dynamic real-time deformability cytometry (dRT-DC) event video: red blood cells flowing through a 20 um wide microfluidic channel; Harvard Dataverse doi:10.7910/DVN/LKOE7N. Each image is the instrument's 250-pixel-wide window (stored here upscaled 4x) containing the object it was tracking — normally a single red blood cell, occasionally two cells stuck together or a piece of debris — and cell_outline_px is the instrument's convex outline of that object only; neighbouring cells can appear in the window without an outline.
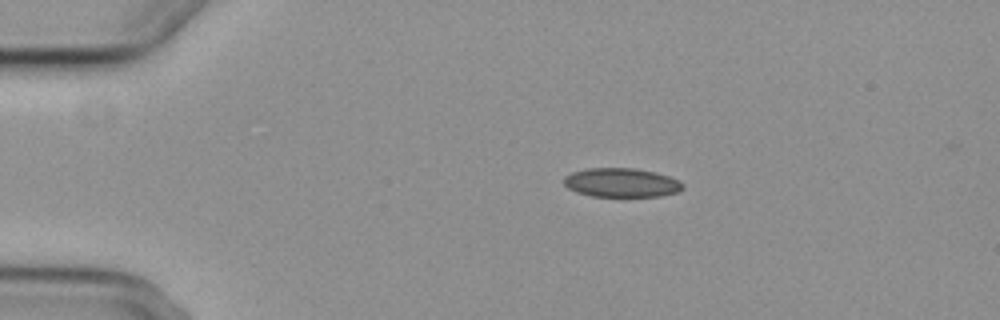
{"species": "common noctule bat (a hibernating species)", "species_latin": "Nyctalus noctula", "temperature_condition": "cold", "stored_images_in_passage": 4, "camera_frame_rate_fps": 3000, "um_per_image_px": 0.085, "animal": {"sex": "female", "body_mass_g": 29.2, "forearm_length_mm": 56.3}, "frame": {"image": 1, "passage_image": 1, "time_ms": 0.0, "image_size_px": [1000, 320], "cell_outline_px": [[684, 188], [680, 192], [660, 196], [592, 196], [576, 192], [568, 188], [564, 184], [564, 176], [572, 172], [588, 168], [636, 168], [656, 172], [680, 180], [684, 184]], "centroid_in_image_um": [52.86, 15.52], "position_along_channel_um": 32.1, "area_um2": 20.29}}
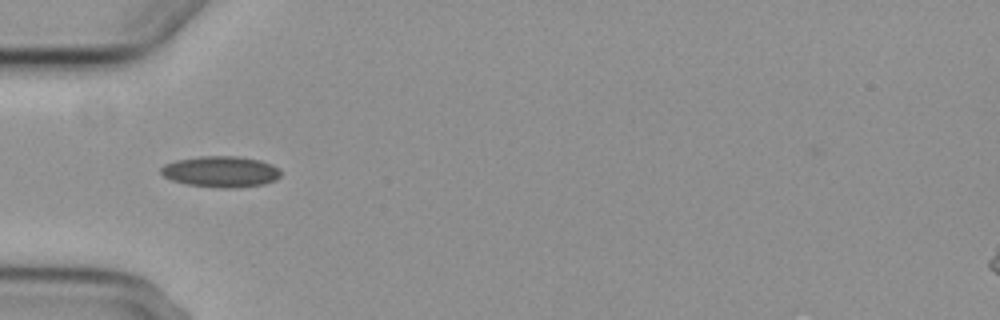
{"frame": {"image": 2, "passage_image": 3, "time_ms": 2.333, "image_size_px": [1000, 320], "cell_outline_px": [[280, 176], [276, 180], [264, 184], [236, 188], [216, 188], [188, 184], [172, 180], [164, 176], [160, 172], [160, 168], [164, 164], [176, 160], [200, 156], [236, 156], [260, 160], [272, 164], [280, 168]], "centroid_in_image_um": [18.78, 14.59], "position_along_channel_um": 66.2, "area_um2": 21.85}}
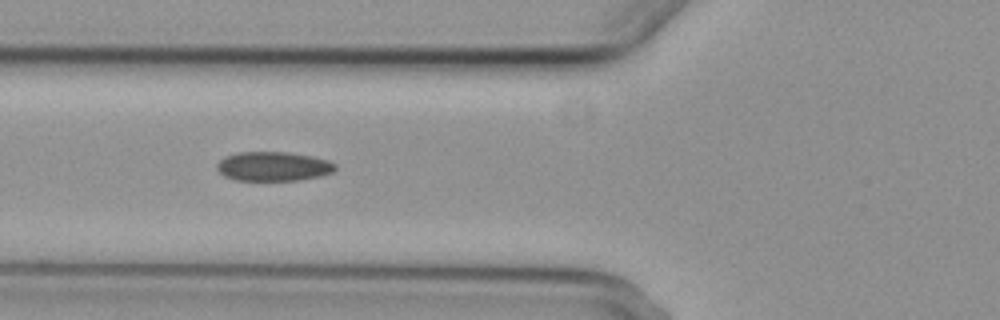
{"frame": {"image": 3, "passage_image": 4, "time_ms": 3.333, "image_size_px": [1000, 320], "cell_outline_px": [[336, 168], [332, 172], [320, 176], [296, 180], [236, 180], [224, 176], [216, 168], [216, 164], [224, 156], [236, 152], [288, 152], [312, 156], [328, 160], [336, 164]], "centroid_in_image_um": [23.21, 14.13], "position_along_channel_um": 102.6, "area_um2": 20.23}}